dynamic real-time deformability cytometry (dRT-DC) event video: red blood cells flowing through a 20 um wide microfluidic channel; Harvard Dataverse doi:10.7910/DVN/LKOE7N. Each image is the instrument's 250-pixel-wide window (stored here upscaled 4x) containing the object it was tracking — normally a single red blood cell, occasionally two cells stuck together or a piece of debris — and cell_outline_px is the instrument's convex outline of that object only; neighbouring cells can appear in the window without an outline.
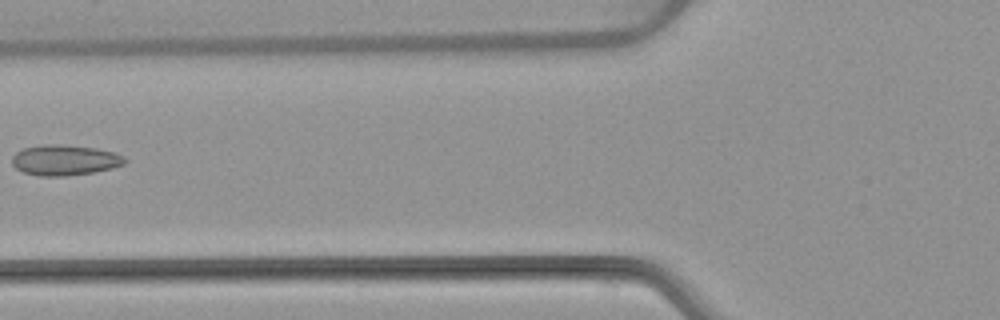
{"species": "common noctule bat (a hibernating species)", "species_latin": "Nyctalus noctula", "temperature_condition": "warm", "stored_images_in_passage": 5, "camera_frame_rate_fps": 3000, "um_per_image_px": 0.085, "animal": {"sex": "female", "body_mass_g": 22.7, "forearm_length_mm": 54.2}, "frame": {"image": 1, "passage_image": 5, "time_ms": 5.0, "image_size_px": [1000, 320], "cell_outline_px": [[128, 160], [124, 164], [112, 168], [92, 172], [64, 176], [40, 176], [24, 172], [16, 168], [12, 164], [12, 156], [16, 152], [24, 148], [44, 144], [60, 144], [96, 148], [116, 152], [124, 156]], "centroid_in_image_um": [5.52, 13.6], "position_along_channel_um": 120.3, "area_um2": 20.11}}